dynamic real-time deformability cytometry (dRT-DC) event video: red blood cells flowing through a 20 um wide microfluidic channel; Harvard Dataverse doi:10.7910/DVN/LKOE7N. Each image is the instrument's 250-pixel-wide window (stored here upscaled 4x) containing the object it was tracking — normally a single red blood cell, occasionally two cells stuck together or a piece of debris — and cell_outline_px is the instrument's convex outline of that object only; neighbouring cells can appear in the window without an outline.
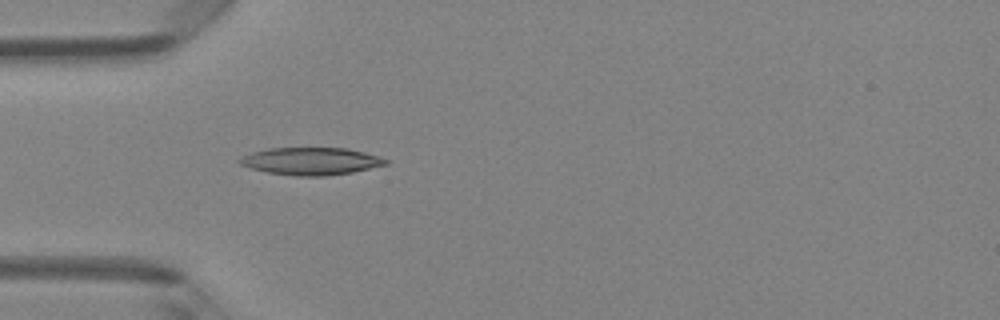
{"species": "Egyptian fruit bat (a non-hibernating species)", "species_latin": "Rousettus aegyptiacus", "temperature_condition": "room temperature", "stored_images_in_passage": 2, "camera_frame_rate_fps": 3000, "um_per_image_px": 0.085, "animal": {"sex": "female"}, "frame": {"image": 1, "passage_image": 2, "time_ms": 0.333, "image_size_px": [1000, 320], "cell_outline_px": [[388, 164], [352, 172], [324, 176], [296, 176], [268, 172], [248, 168], [240, 164], [236, 160], [240, 156], [252, 152], [268, 148], [348, 148], [380, 156], [388, 160]], "centroid_in_image_um": [26.4, 13.69], "position_along_channel_um": 58.6, "area_um2": 23.47}}